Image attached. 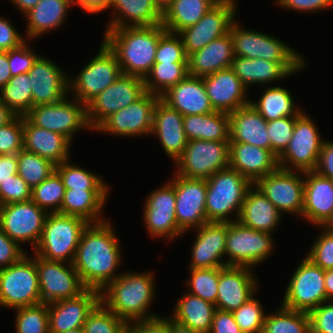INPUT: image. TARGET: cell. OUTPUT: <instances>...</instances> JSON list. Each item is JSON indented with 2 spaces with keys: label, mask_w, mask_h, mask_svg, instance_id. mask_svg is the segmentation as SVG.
<instances>
[{
  "label": "cell",
  "mask_w": 333,
  "mask_h": 333,
  "mask_svg": "<svg viewBox=\"0 0 333 333\" xmlns=\"http://www.w3.org/2000/svg\"><path fill=\"white\" fill-rule=\"evenodd\" d=\"M109 220L89 223L83 230L73 267L86 289L101 292L121 273L122 251L117 232Z\"/></svg>",
  "instance_id": "6da1fadb"
},
{
  "label": "cell",
  "mask_w": 333,
  "mask_h": 333,
  "mask_svg": "<svg viewBox=\"0 0 333 333\" xmlns=\"http://www.w3.org/2000/svg\"><path fill=\"white\" fill-rule=\"evenodd\" d=\"M154 281L152 271L122 272L101 291V302L127 324L158 317L150 311Z\"/></svg>",
  "instance_id": "7a4b0ae2"
},
{
  "label": "cell",
  "mask_w": 333,
  "mask_h": 333,
  "mask_svg": "<svg viewBox=\"0 0 333 333\" xmlns=\"http://www.w3.org/2000/svg\"><path fill=\"white\" fill-rule=\"evenodd\" d=\"M165 32L162 24L105 29L103 41L115 53L122 73L144 79L155 63L158 41Z\"/></svg>",
  "instance_id": "3957f363"
},
{
  "label": "cell",
  "mask_w": 333,
  "mask_h": 333,
  "mask_svg": "<svg viewBox=\"0 0 333 333\" xmlns=\"http://www.w3.org/2000/svg\"><path fill=\"white\" fill-rule=\"evenodd\" d=\"M206 185L207 221L226 223L237 221L246 193L253 184L239 172L228 167L206 179Z\"/></svg>",
  "instance_id": "277c9868"
},
{
  "label": "cell",
  "mask_w": 333,
  "mask_h": 333,
  "mask_svg": "<svg viewBox=\"0 0 333 333\" xmlns=\"http://www.w3.org/2000/svg\"><path fill=\"white\" fill-rule=\"evenodd\" d=\"M88 224L78 216L48 213L41 238L32 253L50 261L73 263L82 232Z\"/></svg>",
  "instance_id": "5b68a950"
},
{
  "label": "cell",
  "mask_w": 333,
  "mask_h": 333,
  "mask_svg": "<svg viewBox=\"0 0 333 333\" xmlns=\"http://www.w3.org/2000/svg\"><path fill=\"white\" fill-rule=\"evenodd\" d=\"M0 269V306L17 309L41 303L38 271L33 256Z\"/></svg>",
  "instance_id": "8992f818"
},
{
  "label": "cell",
  "mask_w": 333,
  "mask_h": 333,
  "mask_svg": "<svg viewBox=\"0 0 333 333\" xmlns=\"http://www.w3.org/2000/svg\"><path fill=\"white\" fill-rule=\"evenodd\" d=\"M99 49L97 55L84 65L78 75H69L68 79L69 94L86 105L122 74L115 53L104 41Z\"/></svg>",
  "instance_id": "52a82bcc"
},
{
  "label": "cell",
  "mask_w": 333,
  "mask_h": 333,
  "mask_svg": "<svg viewBox=\"0 0 333 333\" xmlns=\"http://www.w3.org/2000/svg\"><path fill=\"white\" fill-rule=\"evenodd\" d=\"M273 234L257 231L239 221L227 223L226 266L253 268L263 263L275 250Z\"/></svg>",
  "instance_id": "ba28073f"
},
{
  "label": "cell",
  "mask_w": 333,
  "mask_h": 333,
  "mask_svg": "<svg viewBox=\"0 0 333 333\" xmlns=\"http://www.w3.org/2000/svg\"><path fill=\"white\" fill-rule=\"evenodd\" d=\"M302 111L296 116L295 127L290 142L278 156L279 168L293 171H313L316 169L320 150L325 139L309 114Z\"/></svg>",
  "instance_id": "9c48e42d"
},
{
  "label": "cell",
  "mask_w": 333,
  "mask_h": 333,
  "mask_svg": "<svg viewBox=\"0 0 333 333\" xmlns=\"http://www.w3.org/2000/svg\"><path fill=\"white\" fill-rule=\"evenodd\" d=\"M235 20L229 33L232 38L234 56L248 59L261 58L272 62H306L295 48L270 34L243 28ZM295 49V50H294Z\"/></svg>",
  "instance_id": "30bf717a"
},
{
  "label": "cell",
  "mask_w": 333,
  "mask_h": 333,
  "mask_svg": "<svg viewBox=\"0 0 333 333\" xmlns=\"http://www.w3.org/2000/svg\"><path fill=\"white\" fill-rule=\"evenodd\" d=\"M69 96L52 104L34 106L25 117L33 125L59 133L72 143L77 132L92 128L87 119V105Z\"/></svg>",
  "instance_id": "8fae6325"
},
{
  "label": "cell",
  "mask_w": 333,
  "mask_h": 333,
  "mask_svg": "<svg viewBox=\"0 0 333 333\" xmlns=\"http://www.w3.org/2000/svg\"><path fill=\"white\" fill-rule=\"evenodd\" d=\"M292 275L281 300L282 306L310 313L327 301L325 271L321 267L305 256Z\"/></svg>",
  "instance_id": "7c38bea8"
},
{
  "label": "cell",
  "mask_w": 333,
  "mask_h": 333,
  "mask_svg": "<svg viewBox=\"0 0 333 333\" xmlns=\"http://www.w3.org/2000/svg\"><path fill=\"white\" fill-rule=\"evenodd\" d=\"M230 141L190 140L173 163L175 174L186 178L208 179L229 167Z\"/></svg>",
  "instance_id": "4fadbf2b"
},
{
  "label": "cell",
  "mask_w": 333,
  "mask_h": 333,
  "mask_svg": "<svg viewBox=\"0 0 333 333\" xmlns=\"http://www.w3.org/2000/svg\"><path fill=\"white\" fill-rule=\"evenodd\" d=\"M143 222L152 238H163L171 242L182 237L175 213V173L171 180L153 190L144 201ZM167 238V239H166Z\"/></svg>",
  "instance_id": "5bb4252c"
},
{
  "label": "cell",
  "mask_w": 333,
  "mask_h": 333,
  "mask_svg": "<svg viewBox=\"0 0 333 333\" xmlns=\"http://www.w3.org/2000/svg\"><path fill=\"white\" fill-rule=\"evenodd\" d=\"M146 93L144 79L122 73L118 79L87 104V119L95 130L111 114L134 103Z\"/></svg>",
  "instance_id": "9a60e30c"
},
{
  "label": "cell",
  "mask_w": 333,
  "mask_h": 333,
  "mask_svg": "<svg viewBox=\"0 0 333 333\" xmlns=\"http://www.w3.org/2000/svg\"><path fill=\"white\" fill-rule=\"evenodd\" d=\"M237 4L236 0L219 1L195 25L178 33L187 56L229 33L238 12Z\"/></svg>",
  "instance_id": "2e32d148"
},
{
  "label": "cell",
  "mask_w": 333,
  "mask_h": 333,
  "mask_svg": "<svg viewBox=\"0 0 333 333\" xmlns=\"http://www.w3.org/2000/svg\"><path fill=\"white\" fill-rule=\"evenodd\" d=\"M47 212L32 200L0 205V228L20 246H37Z\"/></svg>",
  "instance_id": "e0dca14e"
},
{
  "label": "cell",
  "mask_w": 333,
  "mask_h": 333,
  "mask_svg": "<svg viewBox=\"0 0 333 333\" xmlns=\"http://www.w3.org/2000/svg\"><path fill=\"white\" fill-rule=\"evenodd\" d=\"M300 175H299V174ZM284 215L302 216L304 206V172L284 170L276 171L259 179L254 184Z\"/></svg>",
  "instance_id": "ac0fdd59"
},
{
  "label": "cell",
  "mask_w": 333,
  "mask_h": 333,
  "mask_svg": "<svg viewBox=\"0 0 333 333\" xmlns=\"http://www.w3.org/2000/svg\"><path fill=\"white\" fill-rule=\"evenodd\" d=\"M160 96L146 92L125 108L111 114L94 131L122 137L151 136L154 107Z\"/></svg>",
  "instance_id": "d6986e66"
},
{
  "label": "cell",
  "mask_w": 333,
  "mask_h": 333,
  "mask_svg": "<svg viewBox=\"0 0 333 333\" xmlns=\"http://www.w3.org/2000/svg\"><path fill=\"white\" fill-rule=\"evenodd\" d=\"M35 260L41 302H52L73 298L81 294L86 288L72 263L46 260L33 253Z\"/></svg>",
  "instance_id": "ffe728a7"
},
{
  "label": "cell",
  "mask_w": 333,
  "mask_h": 333,
  "mask_svg": "<svg viewBox=\"0 0 333 333\" xmlns=\"http://www.w3.org/2000/svg\"><path fill=\"white\" fill-rule=\"evenodd\" d=\"M206 192V179L186 178L175 174L176 220L184 235L208 222Z\"/></svg>",
  "instance_id": "44dd1931"
},
{
  "label": "cell",
  "mask_w": 333,
  "mask_h": 333,
  "mask_svg": "<svg viewBox=\"0 0 333 333\" xmlns=\"http://www.w3.org/2000/svg\"><path fill=\"white\" fill-rule=\"evenodd\" d=\"M252 270L245 266L219 268L216 309L233 312L258 292L260 284Z\"/></svg>",
  "instance_id": "7402d4cb"
},
{
  "label": "cell",
  "mask_w": 333,
  "mask_h": 333,
  "mask_svg": "<svg viewBox=\"0 0 333 333\" xmlns=\"http://www.w3.org/2000/svg\"><path fill=\"white\" fill-rule=\"evenodd\" d=\"M28 75L32 85V107L61 101L69 94V74L42 55L34 62Z\"/></svg>",
  "instance_id": "603a6c76"
},
{
  "label": "cell",
  "mask_w": 333,
  "mask_h": 333,
  "mask_svg": "<svg viewBox=\"0 0 333 333\" xmlns=\"http://www.w3.org/2000/svg\"><path fill=\"white\" fill-rule=\"evenodd\" d=\"M101 302V292L85 289L73 298L48 304L49 333H62L83 327L88 315Z\"/></svg>",
  "instance_id": "cb8c5ba5"
},
{
  "label": "cell",
  "mask_w": 333,
  "mask_h": 333,
  "mask_svg": "<svg viewBox=\"0 0 333 333\" xmlns=\"http://www.w3.org/2000/svg\"><path fill=\"white\" fill-rule=\"evenodd\" d=\"M196 231L192 243V253L189 268L209 269L226 266L225 248L227 236L226 222H206Z\"/></svg>",
  "instance_id": "d4e9b609"
},
{
  "label": "cell",
  "mask_w": 333,
  "mask_h": 333,
  "mask_svg": "<svg viewBox=\"0 0 333 333\" xmlns=\"http://www.w3.org/2000/svg\"><path fill=\"white\" fill-rule=\"evenodd\" d=\"M305 66L307 62H272L261 58L248 59L240 56H235L231 64L232 70L247 89L250 84H259L264 87L268 83L290 78L298 74Z\"/></svg>",
  "instance_id": "484cf974"
},
{
  "label": "cell",
  "mask_w": 333,
  "mask_h": 333,
  "mask_svg": "<svg viewBox=\"0 0 333 333\" xmlns=\"http://www.w3.org/2000/svg\"><path fill=\"white\" fill-rule=\"evenodd\" d=\"M203 82L215 111L230 113L250 103L248 89L231 67L203 77Z\"/></svg>",
  "instance_id": "4316f807"
},
{
  "label": "cell",
  "mask_w": 333,
  "mask_h": 333,
  "mask_svg": "<svg viewBox=\"0 0 333 333\" xmlns=\"http://www.w3.org/2000/svg\"><path fill=\"white\" fill-rule=\"evenodd\" d=\"M229 167L253 185L279 168L278 157L270 150L241 142L229 143Z\"/></svg>",
  "instance_id": "83f0119b"
},
{
  "label": "cell",
  "mask_w": 333,
  "mask_h": 333,
  "mask_svg": "<svg viewBox=\"0 0 333 333\" xmlns=\"http://www.w3.org/2000/svg\"><path fill=\"white\" fill-rule=\"evenodd\" d=\"M151 135H156L165 154L174 162L182 155L188 143L183 128V115L161 98L154 107Z\"/></svg>",
  "instance_id": "f1b7e54d"
},
{
  "label": "cell",
  "mask_w": 333,
  "mask_h": 333,
  "mask_svg": "<svg viewBox=\"0 0 333 333\" xmlns=\"http://www.w3.org/2000/svg\"><path fill=\"white\" fill-rule=\"evenodd\" d=\"M333 211V181L316 171L304 172V206L302 219L322 226Z\"/></svg>",
  "instance_id": "f546056e"
},
{
  "label": "cell",
  "mask_w": 333,
  "mask_h": 333,
  "mask_svg": "<svg viewBox=\"0 0 333 333\" xmlns=\"http://www.w3.org/2000/svg\"><path fill=\"white\" fill-rule=\"evenodd\" d=\"M160 98L183 116L212 113L213 109L203 77L187 75L169 88Z\"/></svg>",
  "instance_id": "4dcf8cb0"
},
{
  "label": "cell",
  "mask_w": 333,
  "mask_h": 333,
  "mask_svg": "<svg viewBox=\"0 0 333 333\" xmlns=\"http://www.w3.org/2000/svg\"><path fill=\"white\" fill-rule=\"evenodd\" d=\"M72 143L63 135L39 128L23 116V149L55 165L70 159Z\"/></svg>",
  "instance_id": "1f68e13d"
},
{
  "label": "cell",
  "mask_w": 333,
  "mask_h": 333,
  "mask_svg": "<svg viewBox=\"0 0 333 333\" xmlns=\"http://www.w3.org/2000/svg\"><path fill=\"white\" fill-rule=\"evenodd\" d=\"M267 121L251 103L229 113V141L252 144L271 151Z\"/></svg>",
  "instance_id": "d6a6232c"
},
{
  "label": "cell",
  "mask_w": 333,
  "mask_h": 333,
  "mask_svg": "<svg viewBox=\"0 0 333 333\" xmlns=\"http://www.w3.org/2000/svg\"><path fill=\"white\" fill-rule=\"evenodd\" d=\"M113 10L106 29L156 26L162 21V8L154 0H112Z\"/></svg>",
  "instance_id": "836d02e7"
},
{
  "label": "cell",
  "mask_w": 333,
  "mask_h": 333,
  "mask_svg": "<svg viewBox=\"0 0 333 333\" xmlns=\"http://www.w3.org/2000/svg\"><path fill=\"white\" fill-rule=\"evenodd\" d=\"M234 57L232 38L228 33L188 55V75L205 77L214 74L231 67Z\"/></svg>",
  "instance_id": "e575fe53"
},
{
  "label": "cell",
  "mask_w": 333,
  "mask_h": 333,
  "mask_svg": "<svg viewBox=\"0 0 333 333\" xmlns=\"http://www.w3.org/2000/svg\"><path fill=\"white\" fill-rule=\"evenodd\" d=\"M282 217L276 206L253 185L246 193L237 221L257 231L273 234Z\"/></svg>",
  "instance_id": "d590c367"
},
{
  "label": "cell",
  "mask_w": 333,
  "mask_h": 333,
  "mask_svg": "<svg viewBox=\"0 0 333 333\" xmlns=\"http://www.w3.org/2000/svg\"><path fill=\"white\" fill-rule=\"evenodd\" d=\"M71 0H40L24 14L27 20L26 39L35 40L50 31L60 29L66 21Z\"/></svg>",
  "instance_id": "8d00e7d4"
},
{
  "label": "cell",
  "mask_w": 333,
  "mask_h": 333,
  "mask_svg": "<svg viewBox=\"0 0 333 333\" xmlns=\"http://www.w3.org/2000/svg\"><path fill=\"white\" fill-rule=\"evenodd\" d=\"M109 190H74L65 189L60 214L78 216L88 223H100L107 204Z\"/></svg>",
  "instance_id": "74e56055"
},
{
  "label": "cell",
  "mask_w": 333,
  "mask_h": 333,
  "mask_svg": "<svg viewBox=\"0 0 333 333\" xmlns=\"http://www.w3.org/2000/svg\"><path fill=\"white\" fill-rule=\"evenodd\" d=\"M219 0H168L162 8V21L166 31L178 34L195 25Z\"/></svg>",
  "instance_id": "f35d334b"
},
{
  "label": "cell",
  "mask_w": 333,
  "mask_h": 333,
  "mask_svg": "<svg viewBox=\"0 0 333 333\" xmlns=\"http://www.w3.org/2000/svg\"><path fill=\"white\" fill-rule=\"evenodd\" d=\"M170 317L196 333H209L216 306L185 291L174 304Z\"/></svg>",
  "instance_id": "ab89813d"
},
{
  "label": "cell",
  "mask_w": 333,
  "mask_h": 333,
  "mask_svg": "<svg viewBox=\"0 0 333 333\" xmlns=\"http://www.w3.org/2000/svg\"><path fill=\"white\" fill-rule=\"evenodd\" d=\"M187 140L229 141V113L214 111L183 116Z\"/></svg>",
  "instance_id": "60d3db41"
},
{
  "label": "cell",
  "mask_w": 333,
  "mask_h": 333,
  "mask_svg": "<svg viewBox=\"0 0 333 333\" xmlns=\"http://www.w3.org/2000/svg\"><path fill=\"white\" fill-rule=\"evenodd\" d=\"M264 88L258 102L250 99V103L267 122L284 117H296L303 111L300 106L295 105L289 89L280 85L275 87L268 85Z\"/></svg>",
  "instance_id": "b9f144b4"
},
{
  "label": "cell",
  "mask_w": 333,
  "mask_h": 333,
  "mask_svg": "<svg viewBox=\"0 0 333 333\" xmlns=\"http://www.w3.org/2000/svg\"><path fill=\"white\" fill-rule=\"evenodd\" d=\"M262 333H311L309 313L288 309L267 312Z\"/></svg>",
  "instance_id": "7bdbcfd3"
},
{
  "label": "cell",
  "mask_w": 333,
  "mask_h": 333,
  "mask_svg": "<svg viewBox=\"0 0 333 333\" xmlns=\"http://www.w3.org/2000/svg\"><path fill=\"white\" fill-rule=\"evenodd\" d=\"M187 75V63H154L151 71L144 78L145 90L161 96Z\"/></svg>",
  "instance_id": "ee69618b"
},
{
  "label": "cell",
  "mask_w": 333,
  "mask_h": 333,
  "mask_svg": "<svg viewBox=\"0 0 333 333\" xmlns=\"http://www.w3.org/2000/svg\"><path fill=\"white\" fill-rule=\"evenodd\" d=\"M0 100L16 116H25L32 108V85L28 73L12 76L0 90Z\"/></svg>",
  "instance_id": "f6af8a7d"
},
{
  "label": "cell",
  "mask_w": 333,
  "mask_h": 333,
  "mask_svg": "<svg viewBox=\"0 0 333 333\" xmlns=\"http://www.w3.org/2000/svg\"><path fill=\"white\" fill-rule=\"evenodd\" d=\"M72 159L56 165L65 189L74 190H109L110 186L103 178L93 172L82 168L75 163L71 164Z\"/></svg>",
  "instance_id": "bcb514c9"
},
{
  "label": "cell",
  "mask_w": 333,
  "mask_h": 333,
  "mask_svg": "<svg viewBox=\"0 0 333 333\" xmlns=\"http://www.w3.org/2000/svg\"><path fill=\"white\" fill-rule=\"evenodd\" d=\"M65 193L63 181L57 171L32 188L31 200L47 213H60Z\"/></svg>",
  "instance_id": "7dc6e473"
},
{
  "label": "cell",
  "mask_w": 333,
  "mask_h": 333,
  "mask_svg": "<svg viewBox=\"0 0 333 333\" xmlns=\"http://www.w3.org/2000/svg\"><path fill=\"white\" fill-rule=\"evenodd\" d=\"M18 175L31 187L39 185L56 171V165L35 153L21 150L17 153Z\"/></svg>",
  "instance_id": "c3c4849f"
},
{
  "label": "cell",
  "mask_w": 333,
  "mask_h": 333,
  "mask_svg": "<svg viewBox=\"0 0 333 333\" xmlns=\"http://www.w3.org/2000/svg\"><path fill=\"white\" fill-rule=\"evenodd\" d=\"M190 277L186 280L188 293L199 296L203 300L216 304L219 283V268H189Z\"/></svg>",
  "instance_id": "681fc988"
},
{
  "label": "cell",
  "mask_w": 333,
  "mask_h": 333,
  "mask_svg": "<svg viewBox=\"0 0 333 333\" xmlns=\"http://www.w3.org/2000/svg\"><path fill=\"white\" fill-rule=\"evenodd\" d=\"M15 310V333H49L48 304L41 302Z\"/></svg>",
  "instance_id": "f907efd6"
},
{
  "label": "cell",
  "mask_w": 333,
  "mask_h": 333,
  "mask_svg": "<svg viewBox=\"0 0 333 333\" xmlns=\"http://www.w3.org/2000/svg\"><path fill=\"white\" fill-rule=\"evenodd\" d=\"M84 333H126L127 323L100 302L88 315Z\"/></svg>",
  "instance_id": "816d5d0a"
},
{
  "label": "cell",
  "mask_w": 333,
  "mask_h": 333,
  "mask_svg": "<svg viewBox=\"0 0 333 333\" xmlns=\"http://www.w3.org/2000/svg\"><path fill=\"white\" fill-rule=\"evenodd\" d=\"M256 293L239 309L234 310L235 321L243 333H262L267 313L264 312L261 300Z\"/></svg>",
  "instance_id": "f5cc1de1"
},
{
  "label": "cell",
  "mask_w": 333,
  "mask_h": 333,
  "mask_svg": "<svg viewBox=\"0 0 333 333\" xmlns=\"http://www.w3.org/2000/svg\"><path fill=\"white\" fill-rule=\"evenodd\" d=\"M187 58L178 34L166 31L159 38L155 63H187Z\"/></svg>",
  "instance_id": "db71d44e"
},
{
  "label": "cell",
  "mask_w": 333,
  "mask_h": 333,
  "mask_svg": "<svg viewBox=\"0 0 333 333\" xmlns=\"http://www.w3.org/2000/svg\"><path fill=\"white\" fill-rule=\"evenodd\" d=\"M320 230V234L305 256L326 271L333 269V231L326 230L321 226Z\"/></svg>",
  "instance_id": "11a10c76"
},
{
  "label": "cell",
  "mask_w": 333,
  "mask_h": 333,
  "mask_svg": "<svg viewBox=\"0 0 333 333\" xmlns=\"http://www.w3.org/2000/svg\"><path fill=\"white\" fill-rule=\"evenodd\" d=\"M296 117H284L268 121L267 132L270 139L271 151L278 157L291 140Z\"/></svg>",
  "instance_id": "9f6ffc18"
},
{
  "label": "cell",
  "mask_w": 333,
  "mask_h": 333,
  "mask_svg": "<svg viewBox=\"0 0 333 333\" xmlns=\"http://www.w3.org/2000/svg\"><path fill=\"white\" fill-rule=\"evenodd\" d=\"M23 150V116H16L0 127V155L17 154Z\"/></svg>",
  "instance_id": "6f0895ef"
},
{
  "label": "cell",
  "mask_w": 333,
  "mask_h": 333,
  "mask_svg": "<svg viewBox=\"0 0 333 333\" xmlns=\"http://www.w3.org/2000/svg\"><path fill=\"white\" fill-rule=\"evenodd\" d=\"M32 188L18 175L10 176L0 185V205L31 200Z\"/></svg>",
  "instance_id": "680465c9"
},
{
  "label": "cell",
  "mask_w": 333,
  "mask_h": 333,
  "mask_svg": "<svg viewBox=\"0 0 333 333\" xmlns=\"http://www.w3.org/2000/svg\"><path fill=\"white\" fill-rule=\"evenodd\" d=\"M29 40L24 42L21 46L8 51V61L10 72L12 76L28 73L33 67L34 62L40 56L30 46Z\"/></svg>",
  "instance_id": "91938a15"
},
{
  "label": "cell",
  "mask_w": 333,
  "mask_h": 333,
  "mask_svg": "<svg viewBox=\"0 0 333 333\" xmlns=\"http://www.w3.org/2000/svg\"><path fill=\"white\" fill-rule=\"evenodd\" d=\"M311 333H333V301H326L310 313Z\"/></svg>",
  "instance_id": "94428289"
},
{
  "label": "cell",
  "mask_w": 333,
  "mask_h": 333,
  "mask_svg": "<svg viewBox=\"0 0 333 333\" xmlns=\"http://www.w3.org/2000/svg\"><path fill=\"white\" fill-rule=\"evenodd\" d=\"M26 252L27 251H25L22 246L9 238V236L0 228V269L15 263L25 255Z\"/></svg>",
  "instance_id": "6125c7cd"
},
{
  "label": "cell",
  "mask_w": 333,
  "mask_h": 333,
  "mask_svg": "<svg viewBox=\"0 0 333 333\" xmlns=\"http://www.w3.org/2000/svg\"><path fill=\"white\" fill-rule=\"evenodd\" d=\"M275 3L280 8L301 13H320L333 6V0H275Z\"/></svg>",
  "instance_id": "be15d7a7"
},
{
  "label": "cell",
  "mask_w": 333,
  "mask_h": 333,
  "mask_svg": "<svg viewBox=\"0 0 333 333\" xmlns=\"http://www.w3.org/2000/svg\"><path fill=\"white\" fill-rule=\"evenodd\" d=\"M26 41V37L21 35L8 19L0 16V51L18 48Z\"/></svg>",
  "instance_id": "e7e4bbea"
},
{
  "label": "cell",
  "mask_w": 333,
  "mask_h": 333,
  "mask_svg": "<svg viewBox=\"0 0 333 333\" xmlns=\"http://www.w3.org/2000/svg\"><path fill=\"white\" fill-rule=\"evenodd\" d=\"M163 317L128 323L126 333H169L168 317Z\"/></svg>",
  "instance_id": "03108f58"
},
{
  "label": "cell",
  "mask_w": 333,
  "mask_h": 333,
  "mask_svg": "<svg viewBox=\"0 0 333 333\" xmlns=\"http://www.w3.org/2000/svg\"><path fill=\"white\" fill-rule=\"evenodd\" d=\"M209 333H243L232 312L216 309Z\"/></svg>",
  "instance_id": "003e7915"
},
{
  "label": "cell",
  "mask_w": 333,
  "mask_h": 333,
  "mask_svg": "<svg viewBox=\"0 0 333 333\" xmlns=\"http://www.w3.org/2000/svg\"><path fill=\"white\" fill-rule=\"evenodd\" d=\"M333 181V141L325 139L320 150L318 163L314 170Z\"/></svg>",
  "instance_id": "a7ac6f4b"
},
{
  "label": "cell",
  "mask_w": 333,
  "mask_h": 333,
  "mask_svg": "<svg viewBox=\"0 0 333 333\" xmlns=\"http://www.w3.org/2000/svg\"><path fill=\"white\" fill-rule=\"evenodd\" d=\"M18 173L17 154L0 155V185Z\"/></svg>",
  "instance_id": "89a4df30"
},
{
  "label": "cell",
  "mask_w": 333,
  "mask_h": 333,
  "mask_svg": "<svg viewBox=\"0 0 333 333\" xmlns=\"http://www.w3.org/2000/svg\"><path fill=\"white\" fill-rule=\"evenodd\" d=\"M73 5H79L82 10L91 13L98 14L104 12L110 8L112 0H71Z\"/></svg>",
  "instance_id": "2644e50d"
},
{
  "label": "cell",
  "mask_w": 333,
  "mask_h": 333,
  "mask_svg": "<svg viewBox=\"0 0 333 333\" xmlns=\"http://www.w3.org/2000/svg\"><path fill=\"white\" fill-rule=\"evenodd\" d=\"M11 77L8 51H0V90L9 82Z\"/></svg>",
  "instance_id": "8c879c8a"
},
{
  "label": "cell",
  "mask_w": 333,
  "mask_h": 333,
  "mask_svg": "<svg viewBox=\"0 0 333 333\" xmlns=\"http://www.w3.org/2000/svg\"><path fill=\"white\" fill-rule=\"evenodd\" d=\"M16 115L9 109V107L0 100V127L11 122Z\"/></svg>",
  "instance_id": "753ad0ef"
},
{
  "label": "cell",
  "mask_w": 333,
  "mask_h": 333,
  "mask_svg": "<svg viewBox=\"0 0 333 333\" xmlns=\"http://www.w3.org/2000/svg\"><path fill=\"white\" fill-rule=\"evenodd\" d=\"M169 333H196L192 331L188 326L183 325L176 320L168 317Z\"/></svg>",
  "instance_id": "34e18365"
},
{
  "label": "cell",
  "mask_w": 333,
  "mask_h": 333,
  "mask_svg": "<svg viewBox=\"0 0 333 333\" xmlns=\"http://www.w3.org/2000/svg\"><path fill=\"white\" fill-rule=\"evenodd\" d=\"M40 0H11L14 7L18 8V11L25 14L31 8H33Z\"/></svg>",
  "instance_id": "11e5206c"
},
{
  "label": "cell",
  "mask_w": 333,
  "mask_h": 333,
  "mask_svg": "<svg viewBox=\"0 0 333 333\" xmlns=\"http://www.w3.org/2000/svg\"><path fill=\"white\" fill-rule=\"evenodd\" d=\"M324 281L327 301H333V269L325 271Z\"/></svg>",
  "instance_id": "2a66077c"
},
{
  "label": "cell",
  "mask_w": 333,
  "mask_h": 333,
  "mask_svg": "<svg viewBox=\"0 0 333 333\" xmlns=\"http://www.w3.org/2000/svg\"><path fill=\"white\" fill-rule=\"evenodd\" d=\"M326 230L333 231V211L328 220L321 226Z\"/></svg>",
  "instance_id": "b9fcfbb0"
},
{
  "label": "cell",
  "mask_w": 333,
  "mask_h": 333,
  "mask_svg": "<svg viewBox=\"0 0 333 333\" xmlns=\"http://www.w3.org/2000/svg\"><path fill=\"white\" fill-rule=\"evenodd\" d=\"M62 333H84V330H83V327H81V328H76L73 330H68V331L62 332Z\"/></svg>",
  "instance_id": "09005b40"
},
{
  "label": "cell",
  "mask_w": 333,
  "mask_h": 333,
  "mask_svg": "<svg viewBox=\"0 0 333 333\" xmlns=\"http://www.w3.org/2000/svg\"><path fill=\"white\" fill-rule=\"evenodd\" d=\"M161 8H163L166 4H167V2H168V0H154Z\"/></svg>",
  "instance_id": "979ff035"
}]
</instances>
